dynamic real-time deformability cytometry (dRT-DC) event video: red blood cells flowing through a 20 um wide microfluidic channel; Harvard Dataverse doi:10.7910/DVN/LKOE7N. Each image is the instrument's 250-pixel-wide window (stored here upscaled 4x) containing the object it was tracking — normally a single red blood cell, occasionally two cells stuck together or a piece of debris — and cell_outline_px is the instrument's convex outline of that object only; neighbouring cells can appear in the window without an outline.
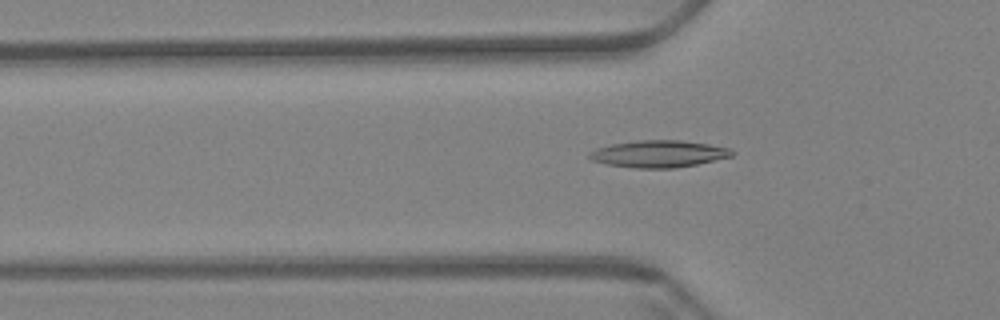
{"species": "Egyptian fruit bat (a non-hibernating species)", "species_latin": "Rousettus aegyptiacus", "temperature_condition": "warm", "stored_images_in_passage": 50, "camera_frame_rate_fps": 3000, "um_per_image_px": 0.085, "animal": {"sex": "female"}, "frame": {"image": 1, "passage_image": 17, "time_ms": 5.333, "image_size_px": [1000, 320], "cell_outline_px": [[736, 152], [732, 156], [696, 164], [672, 168], [636, 168], [608, 164], [592, 160], [588, 156], [588, 152], [596, 148], [612, 144], [636, 140], [680, 140], [708, 144], [728, 148]], "centroid_in_image_um": [55.97, 13.07], "position_along_channel_um": 69.8, "area_um2": 22.25}}
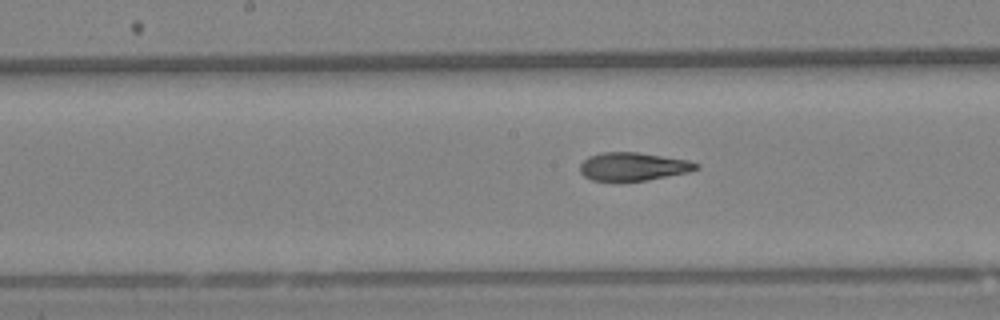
{"frame": {"image": 2, "passage_image": 28, "time_ms": 9.0, "image_size_px": [1000, 320], "cell_outline_px": [[700, 168], [688, 172], [648, 180], [620, 184], [616, 184], [592, 180], [584, 176], [580, 172], [580, 164], [588, 156], [600, 152], [636, 152], [688, 160], [700, 164]], "centroid_in_image_um": [53.77, 14.2], "position_along_channel_um": 194.4, "area_um2": 19.83}}
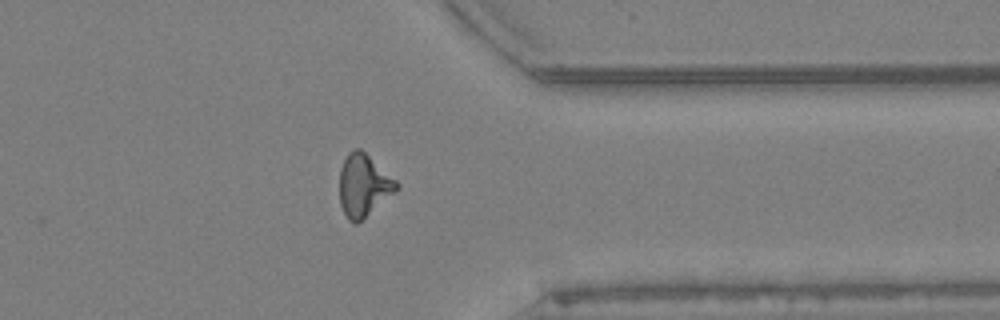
{"frame": {"image": 3, "passage_image": 45, "time_ms": 14.667, "image_size_px": [1000, 320], "cell_outline_px": [[400, 188], [396, 192], [356, 224], [352, 224], [348, 220], [340, 204], [340, 168], [348, 152], [352, 148], [360, 148], [396, 180], [400, 184]], "centroid_in_image_um": [30.91, 15.76], "position_along_channel_um": 380.5, "area_um2": 20.69}}